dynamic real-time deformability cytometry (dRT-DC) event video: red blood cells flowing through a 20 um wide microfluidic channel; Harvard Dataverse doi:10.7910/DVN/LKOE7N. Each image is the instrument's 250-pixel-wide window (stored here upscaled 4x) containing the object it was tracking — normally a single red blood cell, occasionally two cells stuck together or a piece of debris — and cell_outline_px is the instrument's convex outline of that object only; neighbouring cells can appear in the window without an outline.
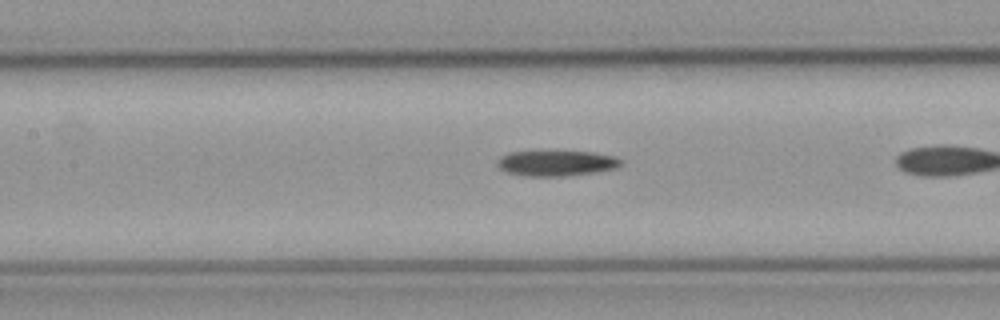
{"species": "common noctule bat (a hibernating species)", "species_latin": "Nyctalus noctula", "temperature_condition": "cold", "stored_images_in_passage": 17, "camera_frame_rate_fps": 3000, "um_per_image_px": 0.085, "animal": {"sex": "male", "body_mass_g": 23.1, "forearm_length_mm": 52.7}, "frame": {"image": 1, "passage_image": 10, "time_ms": 3.0, "image_size_px": [1000, 320], "cell_outline_px": [[620, 164], [616, 168], [596, 172], [568, 176], [524, 176], [508, 172], [500, 168], [496, 164], [500, 156], [512, 152], [592, 152], [616, 156], [620, 160]], "centroid_in_image_um": [47.29, 13.88], "position_along_channel_um": 160.1, "area_um2": 18.15}}